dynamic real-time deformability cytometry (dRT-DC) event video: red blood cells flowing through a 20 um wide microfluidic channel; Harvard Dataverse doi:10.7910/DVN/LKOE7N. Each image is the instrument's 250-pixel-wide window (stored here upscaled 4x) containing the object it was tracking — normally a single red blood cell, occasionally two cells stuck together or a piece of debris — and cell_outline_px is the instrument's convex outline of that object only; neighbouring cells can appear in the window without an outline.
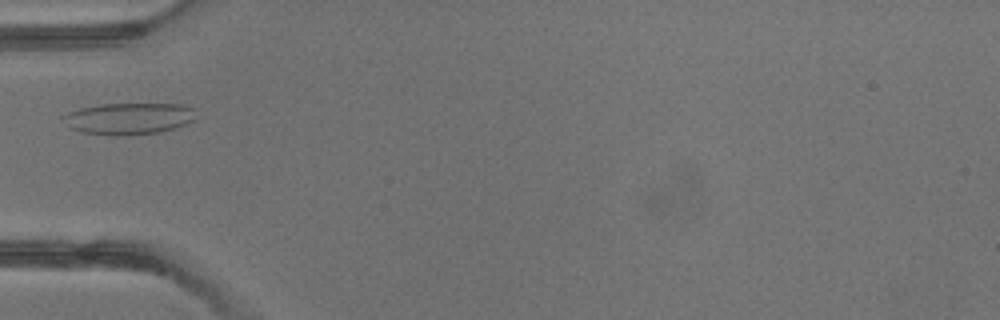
{"species": "common noctule bat (a hibernating species)", "species_latin": "Nyctalus noctula", "temperature_condition": "warm", "stored_images_in_passage": 2, "camera_frame_rate_fps": 3000, "um_per_image_px": 0.085, "animal": {"sex": "male", "body_mass_g": 13.3}, "frame": {"image": 1, "passage_image": 2, "time_ms": 1.0, "image_size_px": [1000, 320], "cell_outline_px": [[196, 120], [176, 128], [160, 132], [128, 136], [116, 136], [84, 132], [68, 128], [60, 116], [68, 112], [80, 108], [100, 104], [180, 104], [196, 108]], "centroid_in_image_um": [10.97, 10.08], "position_along_channel_um": 74.0, "area_um2": 24.97}}